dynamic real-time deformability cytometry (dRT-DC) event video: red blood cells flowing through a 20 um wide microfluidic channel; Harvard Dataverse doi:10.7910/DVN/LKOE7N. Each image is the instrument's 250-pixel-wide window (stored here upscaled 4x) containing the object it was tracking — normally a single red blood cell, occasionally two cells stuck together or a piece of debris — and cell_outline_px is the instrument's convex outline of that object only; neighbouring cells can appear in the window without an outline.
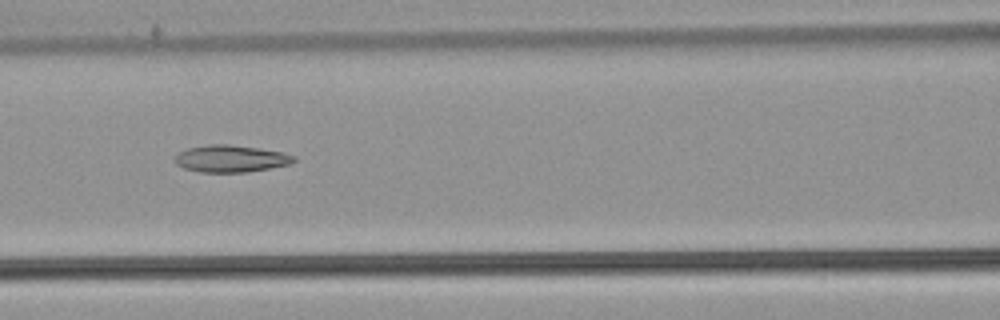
{"species": "common noctule bat (a hibernating species)", "species_latin": "Nyctalus noctula", "temperature_condition": "warm", "stored_images_in_passage": 22, "camera_frame_rate_fps": 3000, "um_per_image_px": 0.085, "animal": {"sex": "male", "body_mass_g": 21.5, "forearm_length_mm": 52.0}, "frame": {"image": 1, "passage_image": 7, "time_ms": 2.0, "image_size_px": [1000, 320], "cell_outline_px": [[296, 160], [292, 164], [248, 172], [200, 172], [184, 168], [176, 164], [172, 160], [180, 152], [188, 148], [208, 144], [228, 144], [260, 148], [284, 152], [296, 156]], "centroid_in_image_um": [19.65, 13.48], "position_along_channel_um": 146.9, "area_um2": 18.96}}